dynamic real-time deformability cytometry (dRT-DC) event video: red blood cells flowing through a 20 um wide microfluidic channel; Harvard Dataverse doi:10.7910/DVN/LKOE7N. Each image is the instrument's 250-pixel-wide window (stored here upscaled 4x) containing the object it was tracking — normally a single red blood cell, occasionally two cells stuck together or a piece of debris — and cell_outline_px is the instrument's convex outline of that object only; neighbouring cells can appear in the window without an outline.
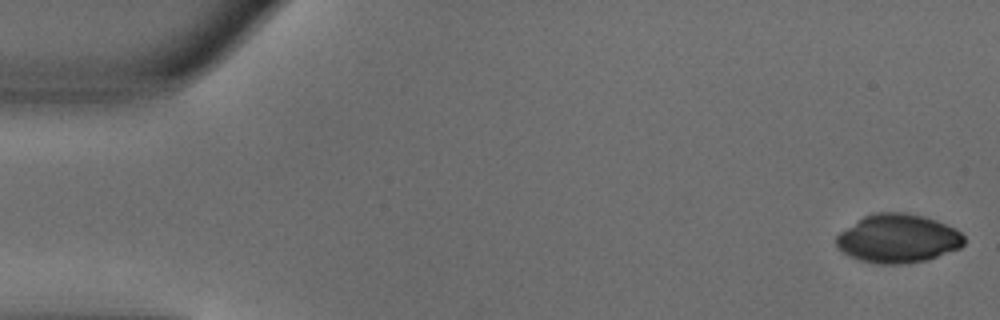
{"species": "common noctule bat (a hibernating species)", "species_latin": "Nyctalus noctula", "temperature_condition": "warm", "stored_images_in_passage": 50, "camera_frame_rate_fps": 3000, "um_per_image_px": 0.085, "animal": {"sex": "male", "body_mass_g": 18.8}, "frame": {"image": 1, "passage_image": 1, "time_ms": 0.0, "image_size_px": [1000, 320], "cell_outline_px": [[964, 244], [960, 248], [924, 260], [900, 264], [880, 264], [860, 260], [844, 252], [836, 244], [836, 236], [840, 232], [864, 216], [872, 212], [904, 212], [924, 216], [936, 220], [956, 228], [964, 236]], "centroid_in_image_um": [76.34, 20.25], "position_along_channel_um": 8.7, "area_um2": 35.95}}